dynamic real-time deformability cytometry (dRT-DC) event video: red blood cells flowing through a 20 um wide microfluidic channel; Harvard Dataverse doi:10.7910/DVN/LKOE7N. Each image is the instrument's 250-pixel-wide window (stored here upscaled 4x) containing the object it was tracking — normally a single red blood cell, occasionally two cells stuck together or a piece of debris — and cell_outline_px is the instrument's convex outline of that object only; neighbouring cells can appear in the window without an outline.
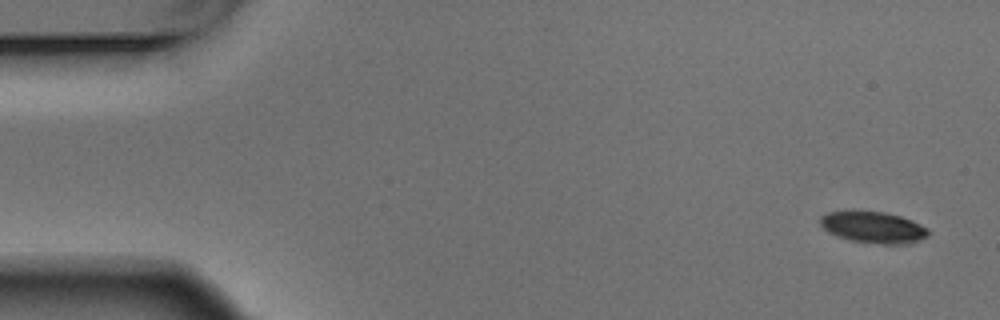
{"species": "Egyptian fruit bat (a non-hibernating species)", "species_latin": "Rousettus aegyptiacus", "temperature_condition": "warm", "stored_images_in_passage": 4, "camera_frame_rate_fps": 3000, "um_per_image_px": 0.085, "animal": {"sex": "male"}, "frame": {"image": 1, "passage_image": 1, "time_ms": 0.0, "image_size_px": [1000, 320], "cell_outline_px": [[928, 236], [920, 240], [904, 244], [880, 244], [852, 240], [836, 236], [828, 232], [820, 224], [820, 216], [828, 212], [884, 212], [900, 216], [912, 220], [928, 228]], "centroid_in_image_um": [74.25, 19.33], "position_along_channel_um": 10.8, "area_um2": 19.54}}
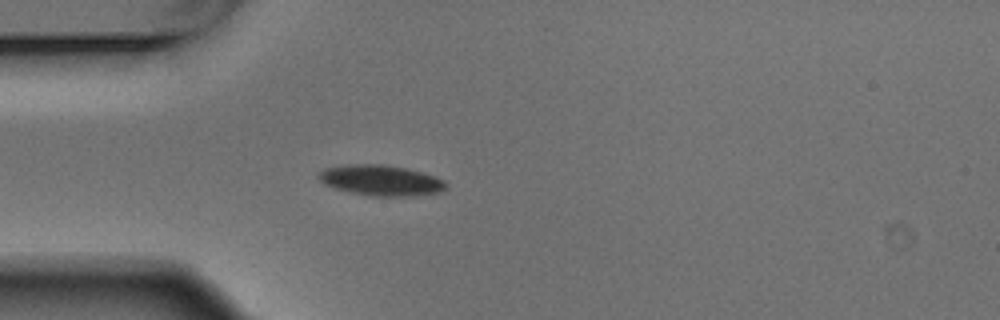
{"frame": {"image": 2, "passage_image": 4, "time_ms": 1.0, "image_size_px": [1000, 320], "cell_outline_px": [[448, 188], [440, 192], [416, 196], [368, 196], [336, 188], [324, 184], [316, 176], [324, 168], [344, 164], [384, 164], [408, 168], [424, 172], [436, 176], [444, 180], [448, 184]], "centroid_in_image_um": [32.42, 15.32], "position_along_channel_um": 52.6, "area_um2": 23.12}}